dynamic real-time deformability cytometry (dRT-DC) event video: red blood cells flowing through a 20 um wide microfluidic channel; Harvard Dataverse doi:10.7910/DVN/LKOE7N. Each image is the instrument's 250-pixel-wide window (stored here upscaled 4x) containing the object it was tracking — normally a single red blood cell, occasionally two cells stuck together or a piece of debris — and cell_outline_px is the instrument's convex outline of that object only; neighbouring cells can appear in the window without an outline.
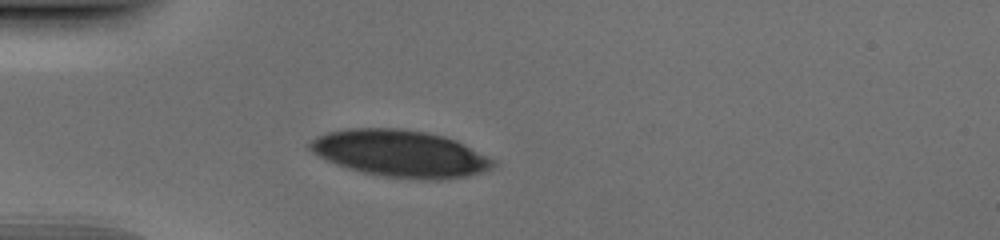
{"species": "human", "species_latin": "Homo sapiens", "temperature_condition": "cold", "stored_images_in_passage": 33, "camera_frame_rate_fps": 3000, "um_per_image_px": 0.085, "donor": {"sex": "male"}, "frame": {"image": 1, "passage_image": 1, "time_ms": 0.0, "image_size_px": [1000, 240], "cell_outline_px": [[496, 164], [492, 168], [484, 172], [468, 176], [448, 180], [428, 180], [384, 176], [364, 172], [348, 168], [324, 160], [312, 152], [308, 148], [308, 144], [316, 136], [328, 132], [348, 128], [400, 128], [424, 132], [444, 136], [456, 140], [492, 160]], "centroid_in_image_um": [33.99, 13.05], "position_along_channel_um": 51.0, "area_um2": 50.0}}
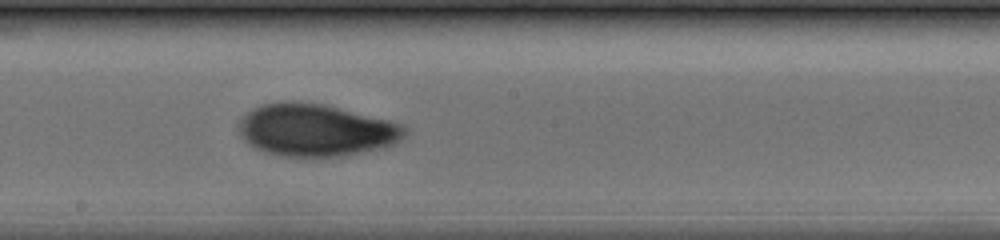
{"frame": {"image": 2, "passage_image": 15, "time_ms": 4.667, "image_size_px": [1000, 240], "cell_outline_px": [[408, 132], [400, 140], [384, 148], [340, 156], [276, 156], [264, 152], [248, 144], [240, 136], [236, 128], [236, 124], [240, 116], [252, 108], [260, 104], [284, 100], [292, 100], [324, 104], [404, 124], [408, 128]], "centroid_in_image_um": [26.78, 11.04], "position_along_channel_um": 221.4, "area_um2": 51.44}}
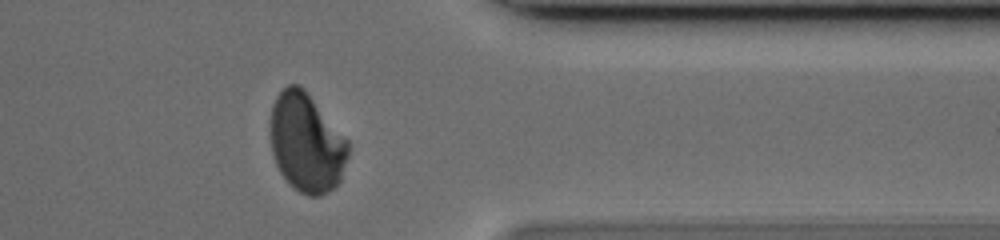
{"frame": {"image": 3, "passage_image": 28, "time_ms": 9.0, "image_size_px": [1000, 240], "cell_outline_px": [[348, 156], [340, 180], [332, 188], [320, 196], [308, 196], [300, 192], [280, 172], [276, 164], [272, 152], [268, 128], [268, 124], [272, 104], [276, 96], [288, 84], [296, 84], [304, 88], [348, 140]], "centroid_in_image_um": [26.01, 12.1], "position_along_channel_um": 385.4, "area_um2": 44.91}}